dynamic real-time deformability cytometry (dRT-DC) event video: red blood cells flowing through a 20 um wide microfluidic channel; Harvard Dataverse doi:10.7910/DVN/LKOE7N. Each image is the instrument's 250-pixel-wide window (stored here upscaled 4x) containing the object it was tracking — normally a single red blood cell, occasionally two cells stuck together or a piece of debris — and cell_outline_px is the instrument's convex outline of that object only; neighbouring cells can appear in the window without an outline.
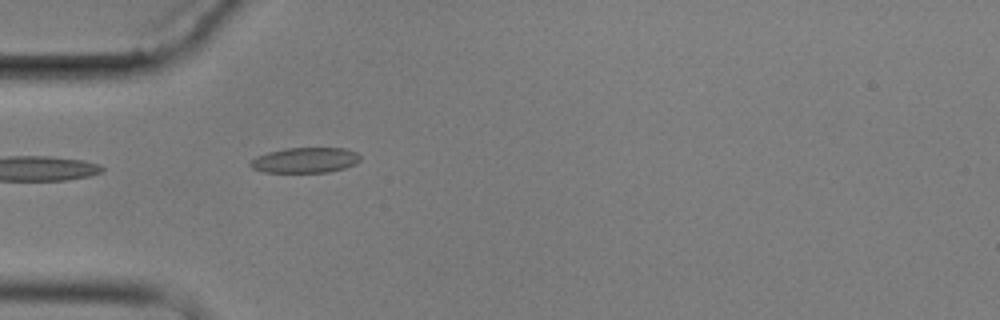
{"species": "common noctule bat (a hibernating species)", "species_latin": "Nyctalus noctula", "temperature_condition": "cold", "stored_images_in_passage": 2, "camera_frame_rate_fps": 3000, "um_per_image_px": 0.085, "animal": {"sex": "male", "body_mass_g": 17.9}, "frame": {"image": 1, "passage_image": 2, "time_ms": 1.0, "image_size_px": [1000, 320], "cell_outline_px": [[360, 160], [356, 164], [344, 168], [328, 172], [264, 172], [252, 168], [248, 164], [256, 156], [268, 152], [284, 148], [344, 148], [356, 152], [360, 156]], "centroid_in_image_um": [25.93, 13.61], "position_along_channel_um": 59.1, "area_um2": 16.24}}